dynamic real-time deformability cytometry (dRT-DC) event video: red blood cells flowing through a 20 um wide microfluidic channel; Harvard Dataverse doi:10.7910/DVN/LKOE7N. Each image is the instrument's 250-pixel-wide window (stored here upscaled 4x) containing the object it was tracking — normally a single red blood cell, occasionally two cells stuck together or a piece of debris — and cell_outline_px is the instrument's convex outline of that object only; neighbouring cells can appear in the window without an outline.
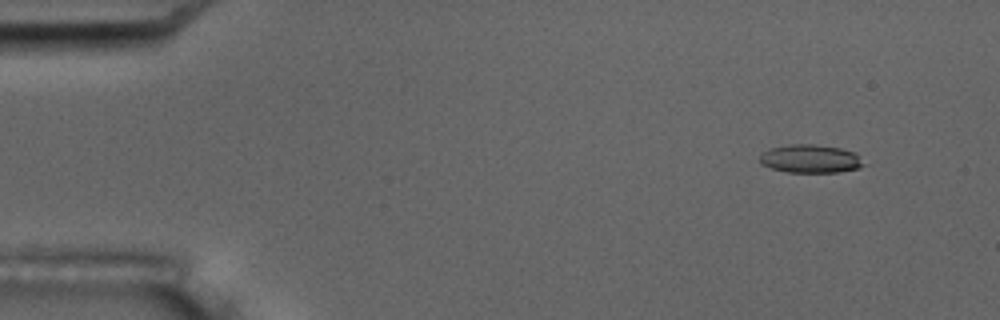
{"species": "common noctule bat (a hibernating species)", "species_latin": "Nyctalus noctula", "temperature_condition": "room temperature", "stored_images_in_passage": 16, "camera_frame_rate_fps": 3000, "um_per_image_px": 0.085, "animal": {"sex": "male", "body_mass_g": 17.5, "forearm_length_mm": 52.3}, "frame": {"image": 1, "passage_image": 1, "time_ms": 0.0, "image_size_px": [1000, 320], "cell_outline_px": [[868, 164], [860, 168], [840, 172], [788, 172], [772, 168], [760, 164], [760, 156], [764, 152], [772, 148], [788, 144], [812, 144], [840, 148], [852, 152]], "centroid_in_image_um": [68.91, 13.5], "position_along_channel_um": 16.1, "area_um2": 17.05}}
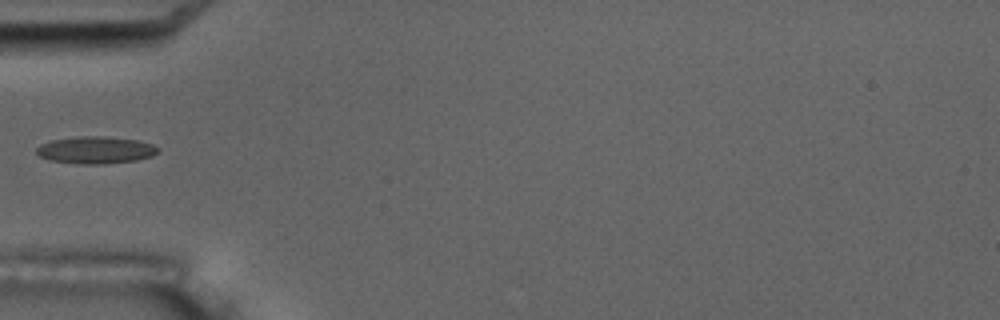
{"frame": {"image": 2, "passage_image": 5, "time_ms": 4.667, "image_size_px": [1000, 320], "cell_outline_px": [[160, 152], [152, 156], [136, 160], [104, 164], [76, 164], [48, 160], [40, 156], [36, 152], [36, 148], [40, 144], [52, 140], [76, 136], [104, 136], [136, 140], [152, 144], [160, 148]], "centroid_in_image_um": [8.12, 12.76], "position_along_channel_um": 76.9, "area_um2": 19.42}, "authors_computed_cell_mechanics": {"area_um2": 17.8602, "velocity_mm_per_s": 3.5448, "shape_relaxation_time_tau1_ms": null, "shape_relaxation_time_tau2_ms": 4.7772, "deformation_change_tau1": null, "deformation_change_tau2": 0.1438}}